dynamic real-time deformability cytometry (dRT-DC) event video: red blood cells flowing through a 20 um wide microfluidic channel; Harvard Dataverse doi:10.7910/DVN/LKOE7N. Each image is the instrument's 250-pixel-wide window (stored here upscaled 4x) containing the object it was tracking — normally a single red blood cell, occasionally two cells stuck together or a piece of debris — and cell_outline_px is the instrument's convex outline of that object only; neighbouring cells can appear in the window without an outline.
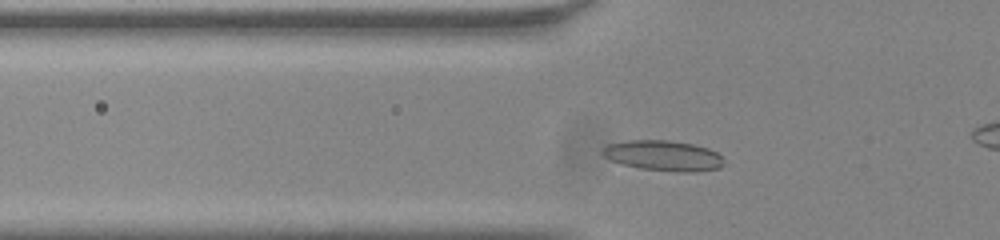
{"species": "common noctule bat (a hibernating species)", "species_latin": "Nyctalus noctula", "temperature_condition": "room temperature", "stored_images_in_passage": 50, "camera_frame_rate_fps": 3000, "um_per_image_px": 0.085, "animal": {"sex": "male", "body_mass_g": 20.0, "forearm_length_mm": 53.3}, "frame": {"image": 1, "passage_image": 14, "time_ms": 4.333, "image_size_px": [1000, 240], "cell_outline_px": [[724, 164], [720, 168], [696, 172], [676, 172], [640, 168], [624, 164], [612, 160], [604, 156], [600, 152], [608, 144], [628, 140], [668, 140], [692, 144], [708, 148], [716, 152], [724, 160]], "centroid_in_image_um": [56.41, 13.23], "position_along_channel_um": 69.4, "area_um2": 21.44}}
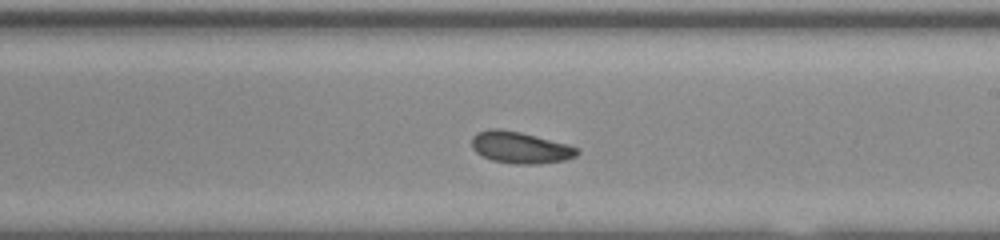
{"frame": {"image": 2, "passage_image": 28, "time_ms": 9.0, "image_size_px": [1000, 240], "cell_outline_px": [[580, 152], [576, 156], [564, 160], [540, 164], [512, 164], [492, 160], [476, 152], [472, 148], [472, 136], [476, 132], [488, 128], [500, 128], [520, 132], [568, 144], [580, 148]], "centroid_in_image_um": [44.22, 12.53], "position_along_channel_um": 244.8, "area_um2": 19.65}}
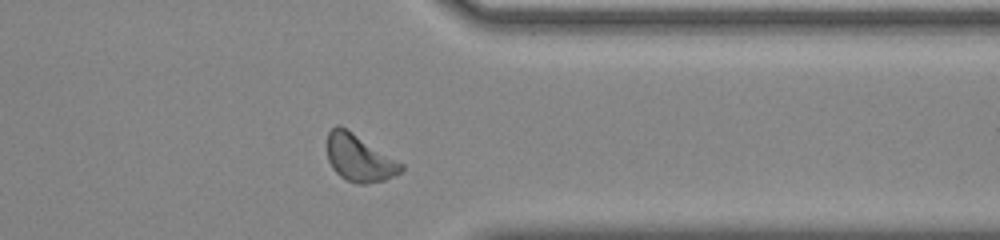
{"frame": {"image": 3, "passage_image": 39, "time_ms": 12.667, "image_size_px": [1000, 240], "cell_outline_px": [[404, 168], [400, 172], [384, 180], [368, 184], [356, 184], [340, 176], [332, 168], [328, 160], [328, 132], [336, 124], [340, 124], [404, 164]], "centroid_in_image_um": [30.53, 13.43], "position_along_channel_um": 380.9, "area_um2": 20.17}, "authors_computed_cell_mechanics": {"area_um2": 19.3052, "velocity_mm_per_s": 3.7987, "shape_relaxation_time_tau1_ms": 4.3963, "shape_relaxation_time_tau2_ms": 3.1517, "deformation_change_tau1": 0.0989, "deformation_change_tau2": 0.09}}